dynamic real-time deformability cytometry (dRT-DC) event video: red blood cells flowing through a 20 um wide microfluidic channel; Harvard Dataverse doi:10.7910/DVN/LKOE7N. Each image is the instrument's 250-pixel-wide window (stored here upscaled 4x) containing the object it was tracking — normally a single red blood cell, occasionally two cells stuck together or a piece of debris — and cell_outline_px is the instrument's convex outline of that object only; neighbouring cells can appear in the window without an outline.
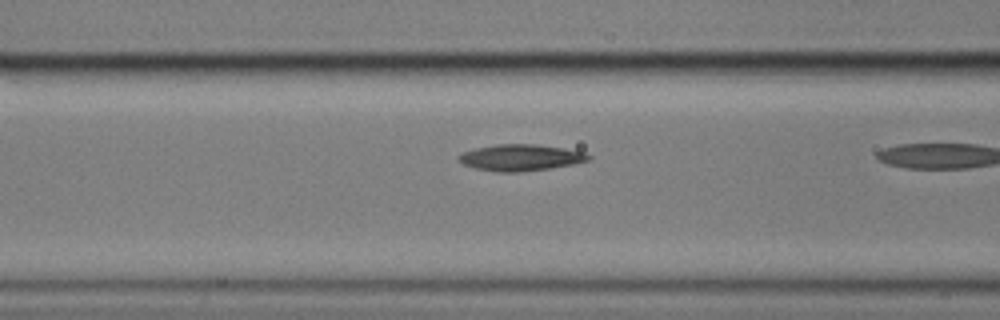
{"species": "common noctule bat (a hibernating species)", "species_latin": "Nyctalus noctula", "temperature_condition": "cold", "stored_images_in_passage": 20, "camera_frame_rate_fps": 3000, "um_per_image_px": 0.085, "animal": {"sex": "male", "body_mass_g": 17.9}, "frame": {"image": 1, "passage_image": 19, "time_ms": 6.0, "image_size_px": [1000, 320], "cell_outline_px": [[592, 156], [588, 160], [572, 164], [548, 168], [520, 172], [496, 172], [476, 168], [464, 164], [456, 160], [456, 156], [460, 152], [476, 148], [496, 144], [536, 144], [564, 148], [584, 152]], "centroid_in_image_um": [44.19, 13.39], "position_along_channel_um": 122.4, "area_um2": 20.0}}